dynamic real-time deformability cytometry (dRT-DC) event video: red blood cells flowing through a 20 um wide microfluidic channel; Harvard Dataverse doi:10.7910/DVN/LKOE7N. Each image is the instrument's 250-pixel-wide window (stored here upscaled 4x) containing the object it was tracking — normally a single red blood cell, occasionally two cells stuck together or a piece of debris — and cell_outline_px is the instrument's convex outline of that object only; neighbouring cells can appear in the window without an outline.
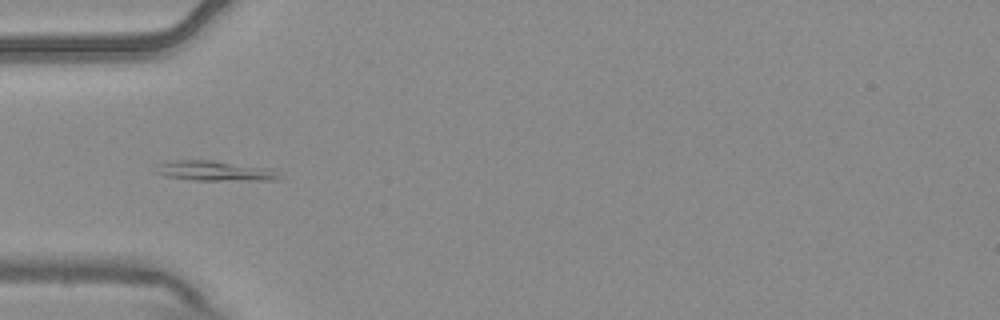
{"species": "common noctule bat (a hibernating species)", "species_latin": "Nyctalus noctula", "temperature_condition": "warm", "stored_images_in_passage": 5, "camera_frame_rate_fps": 3000, "um_per_image_px": 0.085, "animal": {"sex": "male", "body_mass_g": 20.4}, "frame": {"image": 1, "passage_image": 1, "time_ms": 0.0, "image_size_px": [1000, 320], "cell_outline_px": [[280, 180], [192, 180], [164, 176], [156, 172], [156, 164], [168, 160], [212, 160], [272, 168], [280, 176]], "centroid_in_image_um": [18.23, 14.51], "position_along_channel_um": 66.8, "area_um2": 14.57}}
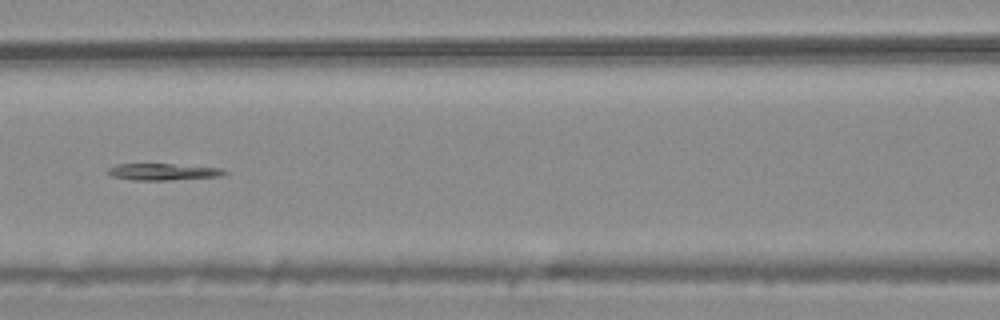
{"frame": {"image": 2, "passage_image": 3, "time_ms": 0.667, "image_size_px": [1000, 320], "cell_outline_px": [[228, 172], [220, 176], [168, 180], [132, 180], [112, 176], [104, 172], [108, 168], [116, 164], [172, 164], [220, 168]], "centroid_in_image_um": [13.78, 14.6], "position_along_channel_um": 152.8, "area_um2": 11.27}}
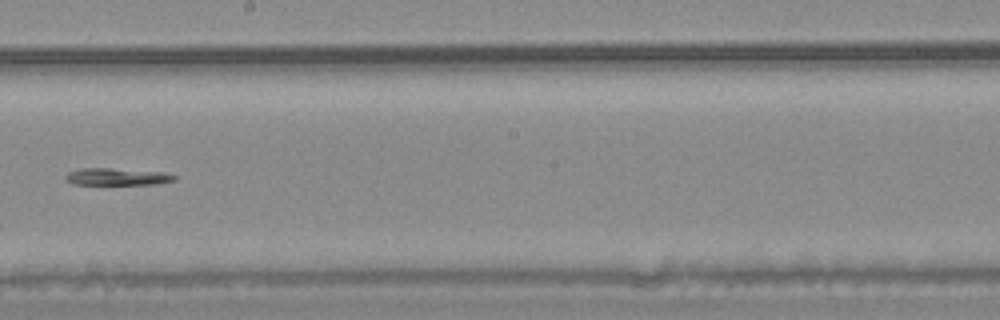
{"frame": {"image": 3, "passage_image": 5, "time_ms": 1.333, "image_size_px": [1000, 320], "cell_outline_px": [[176, 180], [156, 184], [72, 184], [64, 180], [64, 176], [68, 172], [80, 168], [108, 168], [164, 172], [176, 176]], "centroid_in_image_um": [9.91, 15.02], "position_along_channel_um": 238.3, "area_um2": 10.87}}